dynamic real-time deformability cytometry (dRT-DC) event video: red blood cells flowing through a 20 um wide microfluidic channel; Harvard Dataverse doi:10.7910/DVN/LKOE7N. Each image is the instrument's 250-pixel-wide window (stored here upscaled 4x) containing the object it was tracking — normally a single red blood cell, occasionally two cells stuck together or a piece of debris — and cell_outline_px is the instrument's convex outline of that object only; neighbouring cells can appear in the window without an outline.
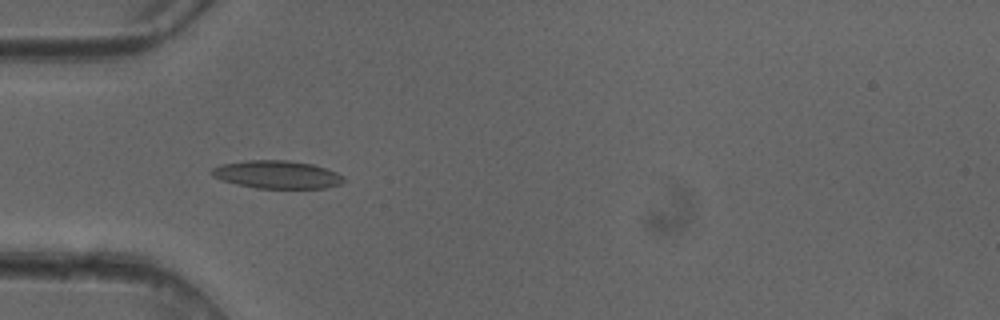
{"species": "common noctule bat (a hibernating species)", "species_latin": "Nyctalus noctula", "temperature_condition": "cold", "stored_images_in_passage": 51, "camera_frame_rate_fps": 3000, "um_per_image_px": 0.085, "animal": {"sex": "female"}, "frame": {"image": 1, "passage_image": 16, "time_ms": 5.0, "image_size_px": [1000, 320], "cell_outline_px": [[344, 180], [340, 184], [324, 188], [256, 188], [236, 184], [220, 180], [212, 176], [208, 172], [212, 168], [220, 164], [244, 160], [288, 160], [312, 164], [336, 172], [344, 176]], "centroid_in_image_um": [23.48, 14.83], "position_along_channel_um": 61.5, "area_um2": 21.62}}
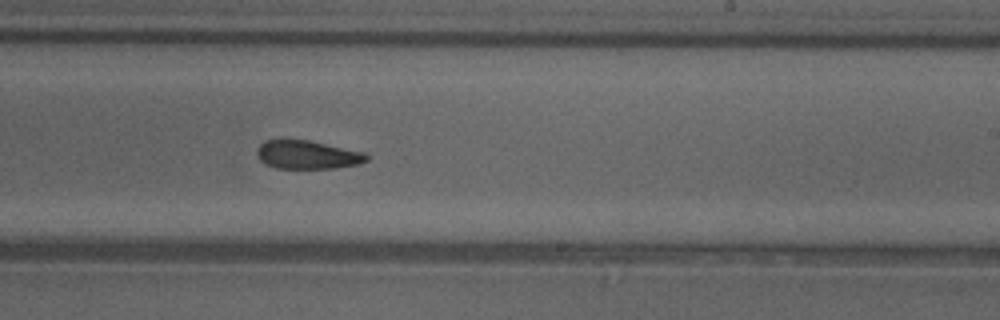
{"frame": {"image": 2, "passage_image": 31, "time_ms": 10.0, "image_size_px": [1000, 320], "cell_outline_px": [[368, 160], [356, 164], [336, 168], [276, 168], [260, 160], [256, 152], [256, 148], [264, 140], [284, 136], [288, 136], [308, 140], [364, 152], [368, 156]], "centroid_in_image_um": [26.04, 13.1], "position_along_channel_um": 263.0, "area_um2": 18.67}}
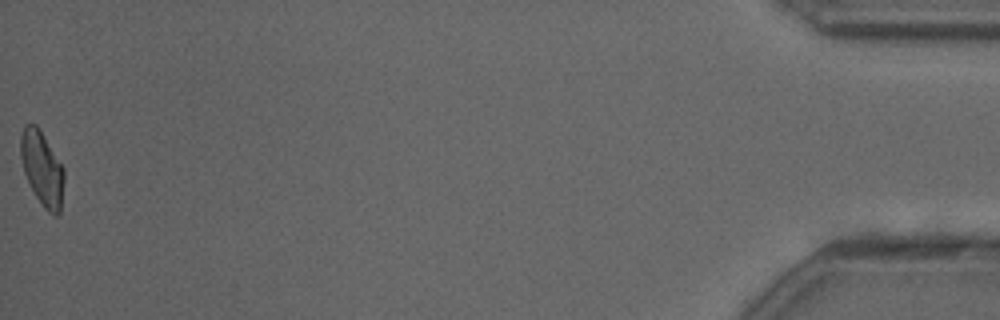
{"frame": {"image": 3, "passage_image": 51, "time_ms": 16.667, "image_size_px": [1000, 320], "cell_outline_px": [[64, 180], [60, 212], [56, 216], [52, 216], [44, 208], [36, 196], [24, 172], [20, 156], [20, 136], [24, 124], [36, 124], [64, 168]], "centroid_in_image_um": [3.57, 14.32], "position_along_channel_um": 431.6, "area_um2": 18.67}, "authors_computed_cell_mechanics": {"area_um2": 19.652, "velocity_mm_per_s": 4.0701, "shape_relaxation_time_tau1_ms": 7.3965, "shape_relaxation_time_tau2_ms": 3.4039, "deformation_change_tau1": 0.1905, "deformation_change_tau2": 0.1052}}